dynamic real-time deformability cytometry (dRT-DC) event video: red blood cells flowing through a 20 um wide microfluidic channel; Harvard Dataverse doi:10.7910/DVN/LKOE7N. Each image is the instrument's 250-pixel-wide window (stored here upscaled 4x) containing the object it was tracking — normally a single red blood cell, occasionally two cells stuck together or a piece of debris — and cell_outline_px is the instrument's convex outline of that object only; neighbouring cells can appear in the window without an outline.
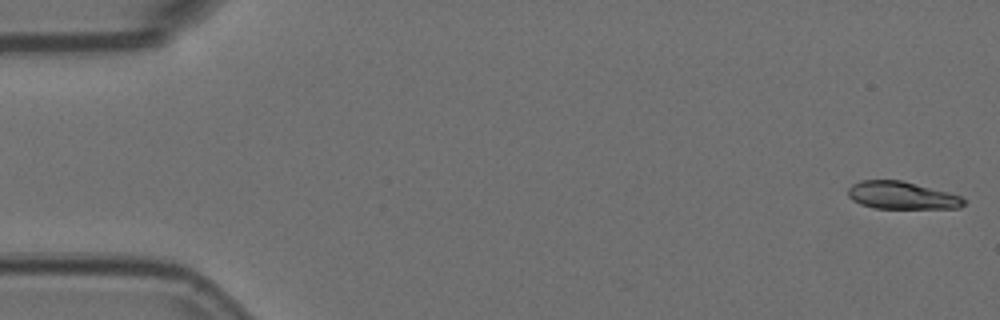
{"species": "Egyptian fruit bat (a non-hibernating species)", "species_latin": "Rousettus aegyptiacus", "temperature_condition": "room temperature", "stored_images_in_passage": 3, "camera_frame_rate_fps": 3000, "um_per_image_px": 0.085, "animal": {"sex": "female"}, "frame": {"image": 1, "passage_image": 1, "time_ms": 0.0, "image_size_px": [1000, 320], "cell_outline_px": [[968, 200], [960, 208], [872, 208], [860, 204], [852, 200], [848, 196], [848, 188], [852, 184], [860, 180], [900, 180], [948, 192], [960, 196]], "centroid_in_image_um": [76.64, 16.61], "position_along_channel_um": 8.4, "area_um2": 18.61}}